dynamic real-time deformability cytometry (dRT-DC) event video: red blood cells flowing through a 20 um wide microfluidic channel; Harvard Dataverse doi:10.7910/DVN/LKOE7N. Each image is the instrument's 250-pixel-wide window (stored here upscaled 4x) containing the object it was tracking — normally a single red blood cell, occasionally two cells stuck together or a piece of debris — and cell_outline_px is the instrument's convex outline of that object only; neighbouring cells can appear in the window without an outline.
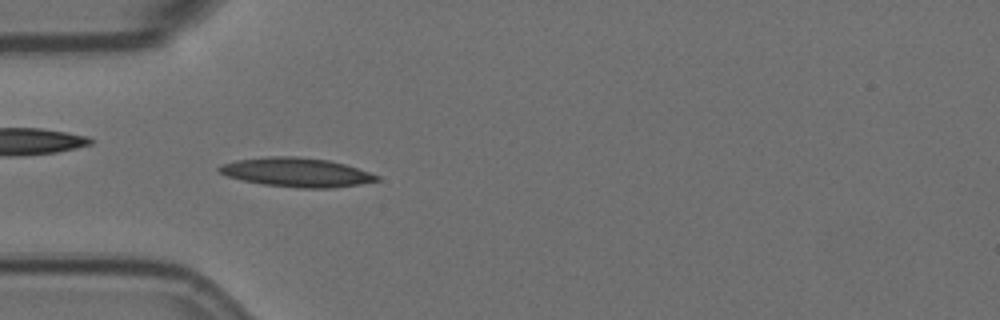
{"species": "Egyptian fruit bat (a non-hibernating species)", "species_latin": "Rousettus aegyptiacus", "temperature_condition": "room temperature", "stored_images_in_passage": 58, "camera_frame_rate_fps": 3000, "um_per_image_px": 0.085, "animal": {"sex": "female"}, "frame": {"image": 1, "passage_image": 17, "time_ms": 5.333, "image_size_px": [1000, 320], "cell_outline_px": [[380, 180], [360, 184], [332, 188], [296, 188], [264, 184], [244, 180], [228, 176], [220, 172], [216, 168], [220, 164], [236, 160], [268, 156], [296, 156], [328, 160], [344, 164], [380, 176]], "centroid_in_image_um": [25.19, 14.64], "position_along_channel_um": 59.8, "area_um2": 26.59}}
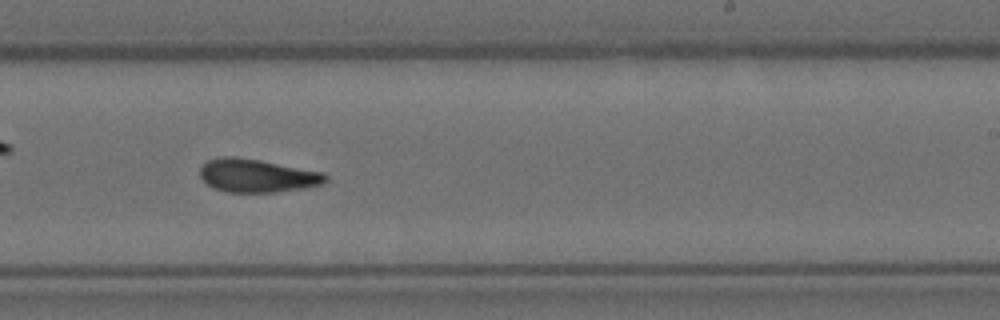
{"frame": {"image": 2, "passage_image": 35, "time_ms": 11.333, "image_size_px": [1000, 320], "cell_outline_px": [[328, 180], [324, 184], [308, 188], [276, 192], [228, 192], [216, 188], [208, 184], [200, 176], [200, 164], [204, 160], [224, 156], [236, 156], [260, 160], [324, 172], [328, 176]], "centroid_in_image_um": [21.88, 14.92], "position_along_channel_um": 267.1, "area_um2": 24.68}}
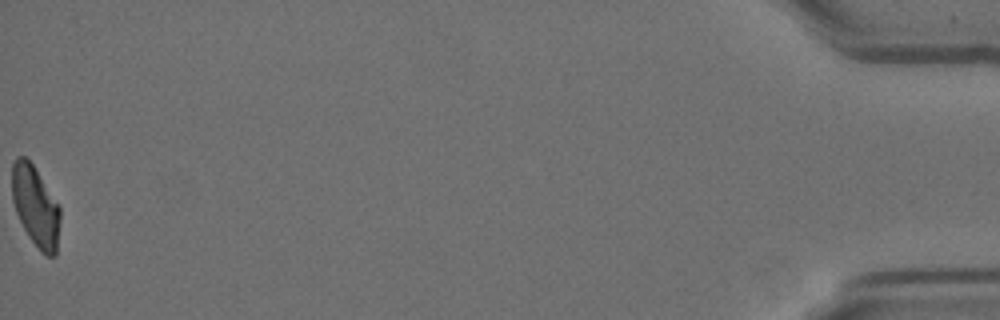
{"frame": {"image": 3, "passage_image": 58, "time_ms": 19.0, "image_size_px": [1000, 320], "cell_outline_px": [[60, 220], [56, 256], [44, 256], [40, 252], [28, 236], [16, 212], [12, 200], [12, 164], [16, 156], [24, 156], [32, 164], [60, 204]], "centroid_in_image_um": [3.03, 17.55], "position_along_channel_um": 432.2, "area_um2": 22.83}, "authors_computed_cell_mechanics": {"area_um2": 24.1604, "velocity_mm_per_s": 3.4898, "shape_relaxation_time_tau1_ms": 6.0057, "shape_relaxation_time_tau2_ms": 3.6173, "deformation_change_tau1": 0.1849, "deformation_change_tau2": 0.1135}}